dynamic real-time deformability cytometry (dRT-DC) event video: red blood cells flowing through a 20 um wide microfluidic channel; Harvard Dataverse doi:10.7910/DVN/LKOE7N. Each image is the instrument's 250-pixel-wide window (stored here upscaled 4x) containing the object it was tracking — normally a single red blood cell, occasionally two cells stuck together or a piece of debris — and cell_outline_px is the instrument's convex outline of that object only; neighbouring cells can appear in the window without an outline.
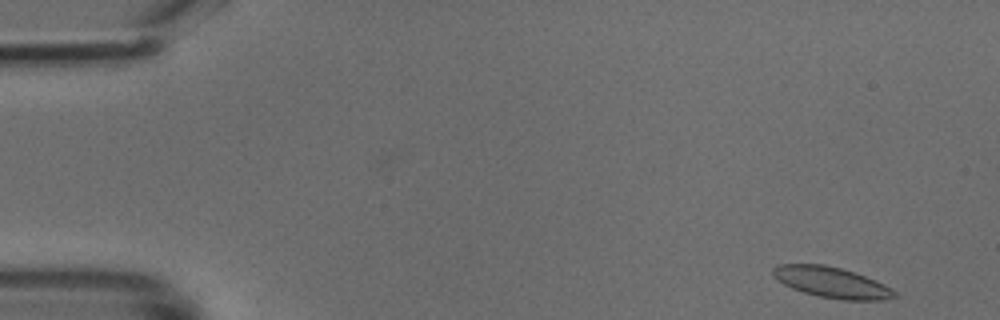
{"species": "common noctule bat (a hibernating species)", "species_latin": "Nyctalus noctula", "temperature_condition": "cold", "stored_images_in_passage": 48, "segment_of_instrument_passage": [1, 2], "camera_frame_rate_fps": 3000, "um_per_image_px": 0.085, "animal": {"sex": "male", "body_mass_g": 18.8}, "frame": {"image": 1, "passage_image": 1, "time_ms": 0.0, "image_size_px": [1000, 320], "cell_outline_px": [[900, 296], [884, 300], [840, 300], [816, 296], [792, 288], [776, 280], [772, 276], [772, 268], [776, 264], [824, 264], [856, 272], [876, 280], [884, 284], [896, 292]], "centroid_in_image_um": [70.69, 24.0], "position_along_channel_um": 14.3, "area_um2": 22.14}}
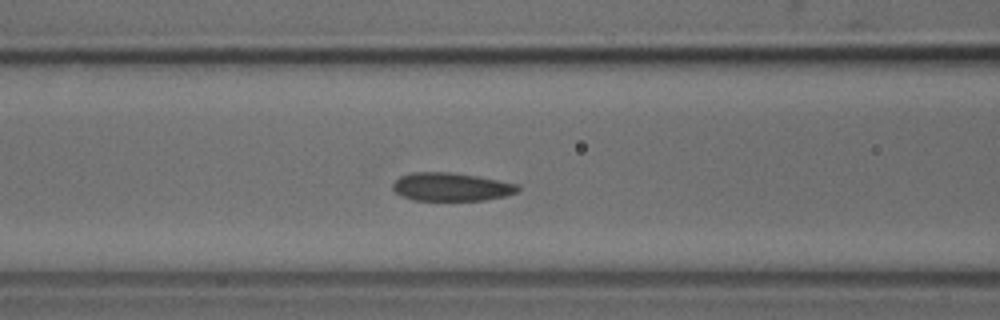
{"frame": {"image": 2, "passage_image": 18, "time_ms": 5.667, "image_size_px": [1000, 320], "cell_outline_px": [[520, 188], [516, 192], [504, 196], [484, 200], [412, 200], [400, 196], [392, 188], [392, 184], [400, 176], [412, 172], [452, 172], [476, 176], [516, 184]], "centroid_in_image_um": [38.29, 15.88], "position_along_channel_um": 128.3, "area_um2": 20.46}}
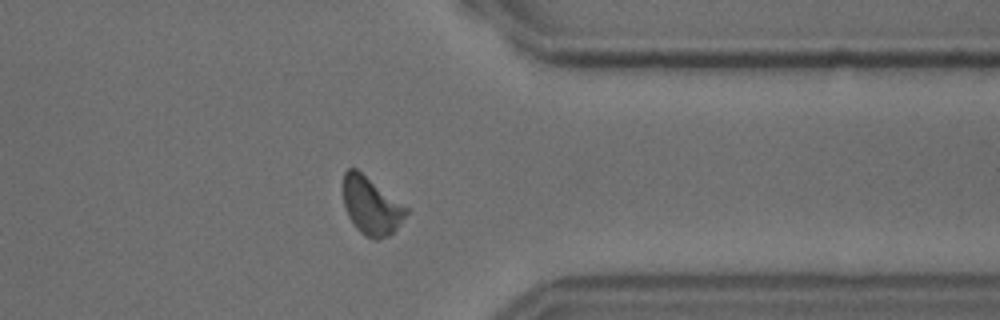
{"frame": {"image": 3, "passage_image": 37, "time_ms": 12.0, "image_size_px": [1000, 320], "cell_outline_px": [[408, 212], [396, 228], [388, 236], [380, 240], [376, 240], [364, 236], [356, 228], [348, 216], [344, 204], [344, 172], [348, 168], [356, 168], [408, 208]], "centroid_in_image_um": [31.54, 17.52], "position_along_channel_um": 379.9, "area_um2": 20.87}}